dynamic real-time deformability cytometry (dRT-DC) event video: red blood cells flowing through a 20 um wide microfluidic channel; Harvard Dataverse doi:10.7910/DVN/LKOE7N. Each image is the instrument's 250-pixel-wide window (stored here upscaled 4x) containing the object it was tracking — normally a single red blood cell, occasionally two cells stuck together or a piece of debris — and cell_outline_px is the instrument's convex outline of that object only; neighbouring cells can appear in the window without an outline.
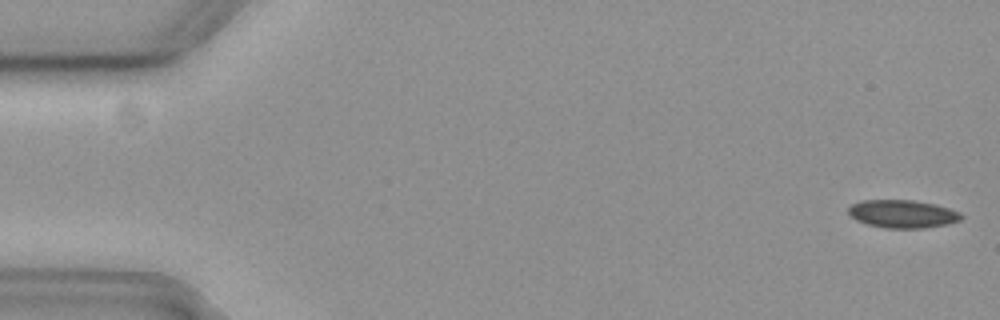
{"species": "common noctule bat (a hibernating species)", "species_latin": "Nyctalus noctula", "temperature_condition": "cold", "stored_images_in_passage": 6, "camera_frame_rate_fps": 3000, "um_per_image_px": 0.085, "animal": {"sex": "female", "body_mass_g": 19.3, "forearm_length_mm": 54.1}, "frame": {"image": 1, "passage_image": 2, "time_ms": 0.333, "image_size_px": [1000, 320], "cell_outline_px": [[964, 216], [960, 220], [948, 224], [920, 228], [884, 228], [868, 224], [856, 220], [848, 212], [848, 208], [852, 204], [860, 200], [916, 200], [936, 204], [960, 212]], "centroid_in_image_um": [76.73, 18.17], "position_along_channel_um": 8.3, "area_um2": 18.44}}